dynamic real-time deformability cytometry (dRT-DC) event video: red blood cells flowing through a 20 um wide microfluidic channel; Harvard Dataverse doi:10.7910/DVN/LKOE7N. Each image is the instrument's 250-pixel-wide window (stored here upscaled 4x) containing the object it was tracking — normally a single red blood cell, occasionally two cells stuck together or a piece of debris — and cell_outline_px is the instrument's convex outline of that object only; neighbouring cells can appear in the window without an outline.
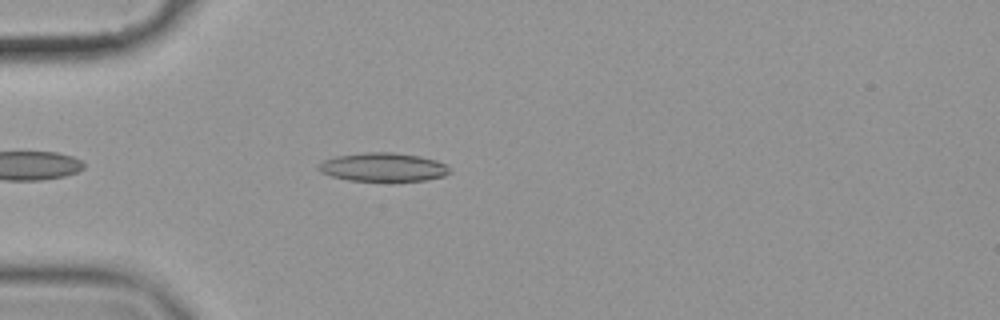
{"species": "common noctule bat (a hibernating species)", "species_latin": "Nyctalus noctula", "temperature_condition": "cold", "stored_images_in_passage": 38, "camera_frame_rate_fps": 3000, "um_per_image_px": 0.085, "animal": {"sex": "female", "body_mass_g": 19.9}, "frame": {"image": 1, "passage_image": 4, "time_ms": 1.0, "image_size_px": [1000, 320], "cell_outline_px": [[452, 172], [444, 176], [424, 180], [392, 184], [348, 180], [332, 176], [320, 172], [316, 168], [324, 160], [336, 156], [368, 152], [392, 152], [420, 156], [436, 160], [444, 164]], "centroid_in_image_um": [32.58, 14.25], "position_along_channel_um": 52.4, "area_um2": 22.66}}
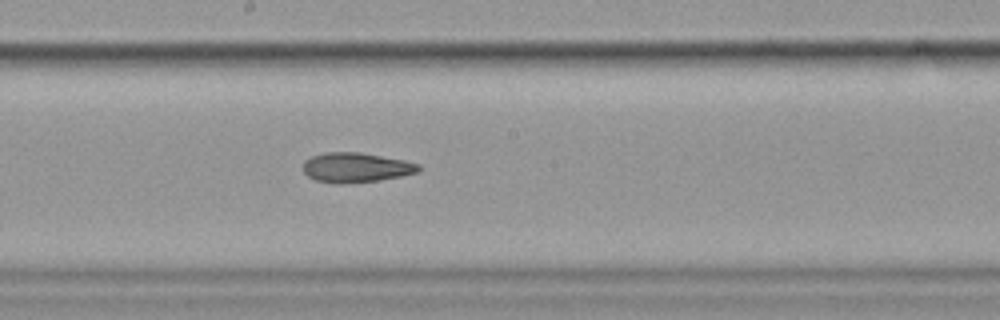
{"frame": {"image": 2, "passage_image": 19, "time_ms": 6.0, "image_size_px": [1000, 320], "cell_outline_px": [[420, 172], [380, 180], [340, 184], [316, 180], [308, 176], [304, 172], [304, 160], [312, 156], [324, 152], [360, 152], [404, 160], [420, 164]], "centroid_in_image_um": [30.27, 14.23], "position_along_channel_um": 217.9, "area_um2": 20.0}}
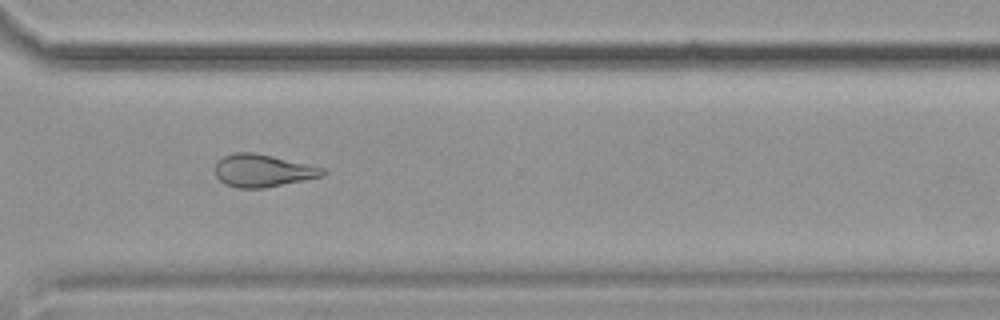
{"frame": {"image": 3, "passage_image": 30, "time_ms": 9.667, "image_size_px": [1000, 320], "cell_outline_px": [[328, 172], [324, 176], [264, 188], [236, 188], [224, 184], [216, 176], [216, 160], [224, 156], [236, 152], [252, 152], [272, 156], [324, 168]], "centroid_in_image_um": [22.33, 14.51], "position_along_channel_um": 348.3, "area_um2": 20.4}, "authors_computed_cell_mechanics": {"area_um2": 20.6346, "velocity_mm_per_s": 3.553, "shape_relaxation_time_tau1_ms": null, "shape_relaxation_time_tau2_ms": 4.9549, "deformation_change_tau1": null, "deformation_change_tau2": 0.14}}